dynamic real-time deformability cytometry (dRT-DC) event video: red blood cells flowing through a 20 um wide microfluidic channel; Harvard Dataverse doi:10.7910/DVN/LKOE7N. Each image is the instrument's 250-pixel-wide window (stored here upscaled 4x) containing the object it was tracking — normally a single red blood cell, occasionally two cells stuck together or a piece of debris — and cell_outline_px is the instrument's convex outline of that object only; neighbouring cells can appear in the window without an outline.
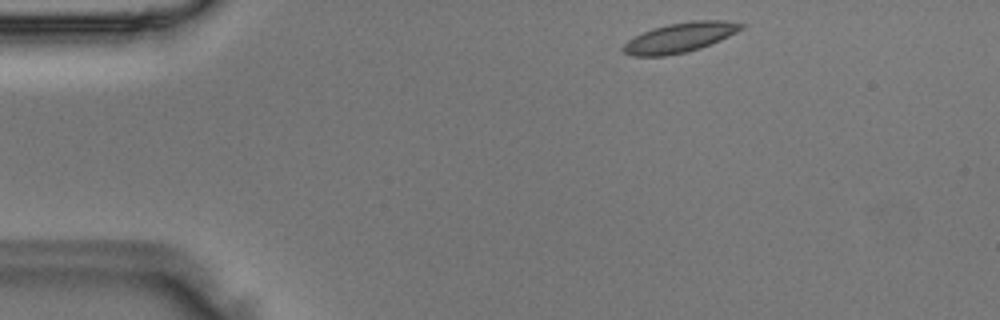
{"species": "Egyptian fruit bat (a non-hibernating species)", "species_latin": "Rousettus aegyptiacus", "temperature_condition": "room temperature", "stored_images_in_passage": 42, "camera_frame_rate_fps": 3000, "um_per_image_px": 0.085, "animal": {"sex": "male"}, "frame": {"image": 1, "passage_image": 1, "time_ms": 0.0, "image_size_px": [1000, 320], "cell_outline_px": [[744, 28], [720, 40], [700, 48], [688, 52], [664, 56], [632, 56], [624, 52], [620, 48], [628, 40], [652, 28], [668, 24], [692, 20], [724, 20], [744, 24]], "centroid_in_image_um": [57.78, 3.19], "position_along_channel_um": 27.2, "area_um2": 20.4}}
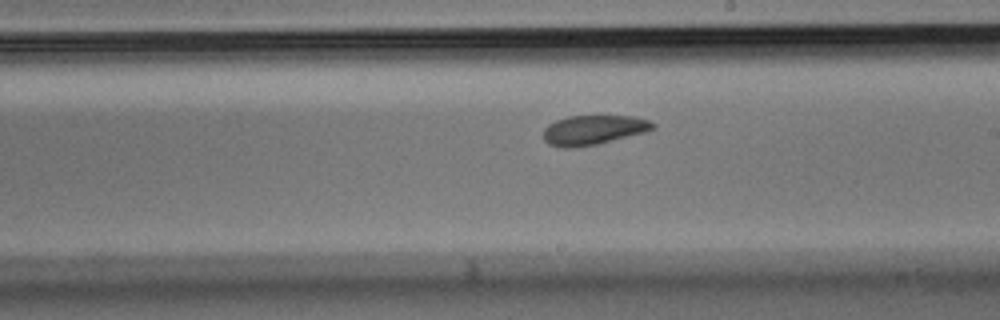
{"frame": {"image": 2, "passage_image": 21, "time_ms": 6.667, "image_size_px": [1000, 320], "cell_outline_px": [[656, 128], [648, 132], [596, 144], [572, 148], [560, 148], [548, 144], [544, 140], [544, 128], [548, 124], [556, 120], [568, 116], [632, 116], [648, 120], [656, 124]], "centroid_in_image_um": [50.45, 11.05], "position_along_channel_um": 238.6, "area_um2": 19.02}}
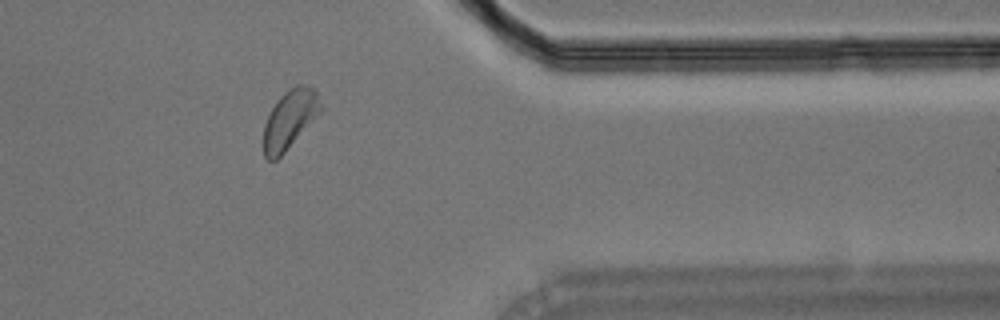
{"frame": {"image": 3, "passage_image": 33, "time_ms": 10.667, "image_size_px": [1000, 320], "cell_outline_px": [[324, 108], [284, 152], [276, 160], [268, 160], [264, 156], [264, 124], [276, 100], [288, 88], [296, 84], [308, 84], [316, 88]], "centroid_in_image_um": [24.66, 10.07], "position_along_channel_um": 386.7, "area_um2": 19.65}}